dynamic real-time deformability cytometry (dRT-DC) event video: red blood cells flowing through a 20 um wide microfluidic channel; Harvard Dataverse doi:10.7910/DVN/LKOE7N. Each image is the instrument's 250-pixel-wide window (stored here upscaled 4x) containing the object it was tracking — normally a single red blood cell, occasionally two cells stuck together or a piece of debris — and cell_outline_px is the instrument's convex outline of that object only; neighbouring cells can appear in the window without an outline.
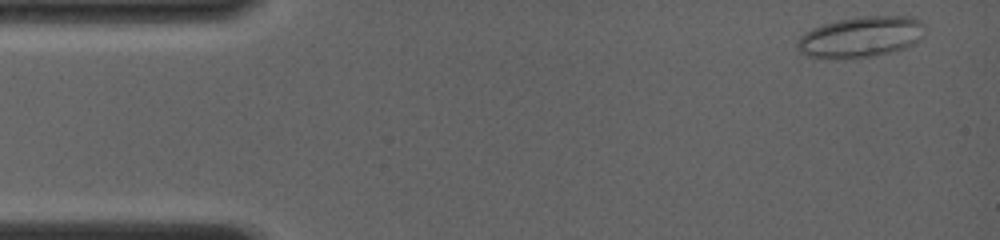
{"species": "common noctule bat (a hibernating species)", "species_latin": "Nyctalus noctula", "temperature_condition": "room temperature", "stored_images_in_passage": 4, "camera_frame_rate_fps": 4000, "um_per_image_px": 0.085, "animal": {"sex": "female", "body_mass_g": 19.0, "forearm_length_mm": 56.7}, "frame": {"image": 1, "passage_image": 1, "time_ms": 0.0, "image_size_px": [1000, 240], "cell_outline_px": [[924, 36], [916, 44], [904, 48], [888, 52], [868, 56], [808, 56], [800, 52], [796, 48], [796, 40], [804, 32], [812, 28], [836, 20], [864, 16], [912, 16], [920, 20], [924, 24]], "centroid_in_image_um": [73.21, 3.09], "position_along_channel_um": 11.8, "area_um2": 29.88}}
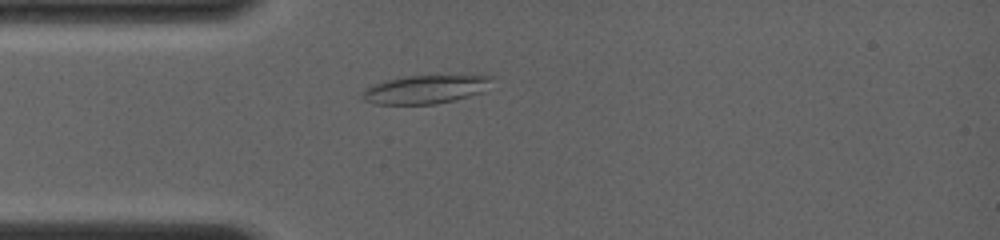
{"frame": {"image": 2, "passage_image": 4, "time_ms": 3.25, "image_size_px": [1000, 240], "cell_outline_px": [[496, 76], [484, 92], [456, 100], [436, 104], [372, 104], [364, 100], [360, 96], [360, 92], [364, 88], [372, 84], [384, 80], [404, 76]], "centroid_in_image_um": [36.11, 7.61], "position_along_channel_um": 48.9, "area_um2": 21.79}}